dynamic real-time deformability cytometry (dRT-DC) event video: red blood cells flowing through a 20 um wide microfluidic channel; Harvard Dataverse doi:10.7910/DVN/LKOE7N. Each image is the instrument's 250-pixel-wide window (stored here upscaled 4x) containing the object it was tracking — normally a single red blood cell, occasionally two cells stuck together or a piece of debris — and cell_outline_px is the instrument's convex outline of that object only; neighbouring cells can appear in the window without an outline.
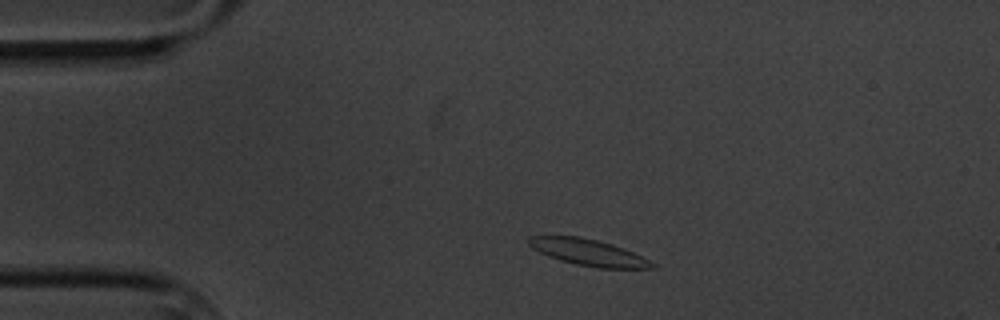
{"species": "common noctule bat (a hibernating species)", "species_latin": "Nyctalus noctula", "temperature_condition": "cold", "stored_images_in_passage": 5, "camera_frame_rate_fps": 3000, "um_per_image_px": 0.085, "animal": {"sex": "male", "body_mass_g": 20.1, "forearm_length_mm": 53.5}, "frame": {"image": 1, "passage_image": 2, "time_ms": 1.0, "image_size_px": [1000, 320], "cell_outline_px": [[656, 268], [596, 268], [576, 264], [560, 260], [548, 256], [532, 248], [528, 244], [528, 236], [580, 236], [612, 244], [624, 248], [656, 264]], "centroid_in_image_um": [49.99, 21.45], "position_along_channel_um": 35.0, "area_um2": 18.84}}
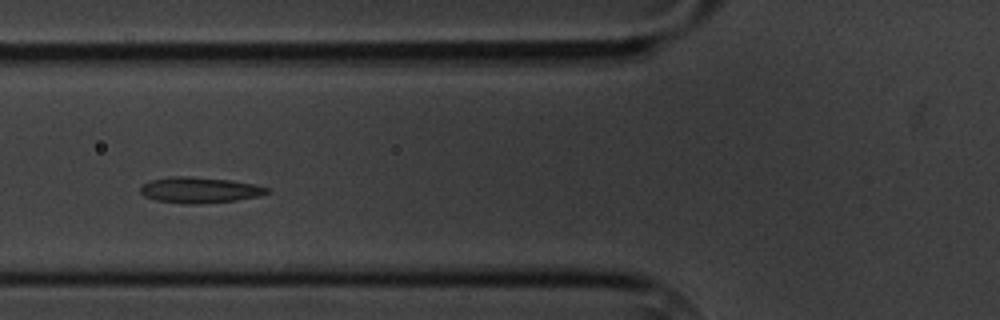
{"frame": {"image": 2, "passage_image": 5, "time_ms": 4.333, "image_size_px": [1000, 320], "cell_outline_px": [[272, 192], [256, 196], [236, 200], [196, 204], [184, 204], [156, 200], [144, 196], [140, 192], [140, 184], [148, 180], [172, 176], [192, 176], [228, 180], [252, 184], [272, 188]], "centroid_in_image_um": [16.92, 16.14], "position_along_channel_um": 108.9, "area_um2": 19.19}}